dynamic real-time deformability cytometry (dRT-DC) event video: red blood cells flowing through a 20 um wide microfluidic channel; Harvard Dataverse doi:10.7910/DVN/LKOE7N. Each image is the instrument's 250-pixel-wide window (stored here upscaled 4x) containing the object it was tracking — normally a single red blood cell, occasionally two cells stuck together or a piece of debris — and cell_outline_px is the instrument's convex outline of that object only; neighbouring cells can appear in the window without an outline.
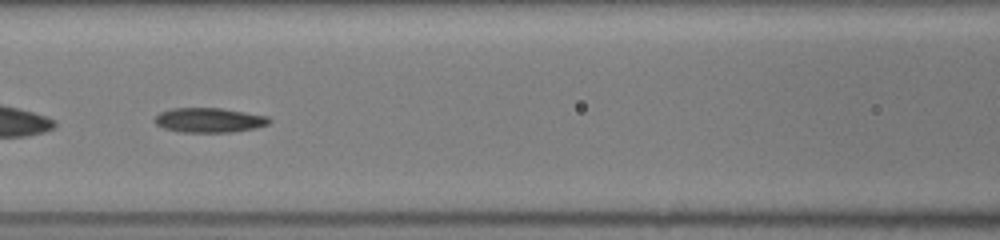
{"species": "common noctule bat (a hibernating species)", "species_latin": "Nyctalus noctula", "temperature_condition": "room temperature", "stored_images_in_passage": 33, "segment_of_instrument_passage": [2, 2], "camera_frame_rate_fps": 3000, "um_per_image_px": 0.085, "animal": {"sex": "female", "body_mass_g": 19.5, "forearm_length_mm": 54.1}, "frame": {"image": 1, "passage_image": 14, "time_ms": 4.333, "image_size_px": [1000, 240], "cell_outline_px": [[272, 120], [268, 124], [256, 128], [232, 132], [180, 132], [164, 128], [156, 124], [152, 120], [160, 112], [172, 108], [220, 108], [268, 116]], "centroid_in_image_um": [17.77, 10.21], "position_along_channel_um": 148.8, "area_um2": 16.47}}
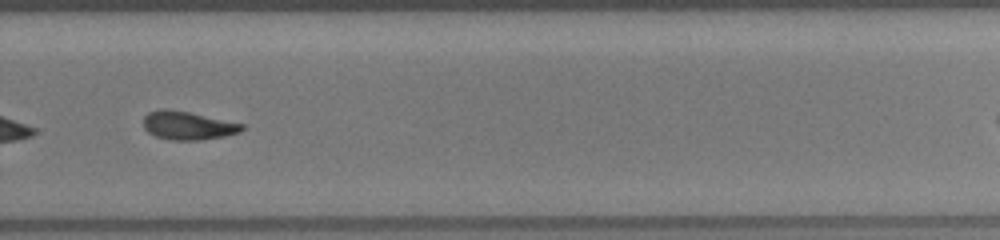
{"frame": {"image": 2, "passage_image": 25, "time_ms": 8.0, "image_size_px": [1000, 240], "cell_outline_px": [[244, 128], [240, 132], [224, 136], [200, 140], [172, 140], [156, 136], [148, 132], [144, 128], [144, 116], [148, 112], [164, 108], [168, 108], [188, 112], [244, 124]], "centroid_in_image_um": [15.95, 10.66], "position_along_channel_um": 313.8, "area_um2": 16.18}}
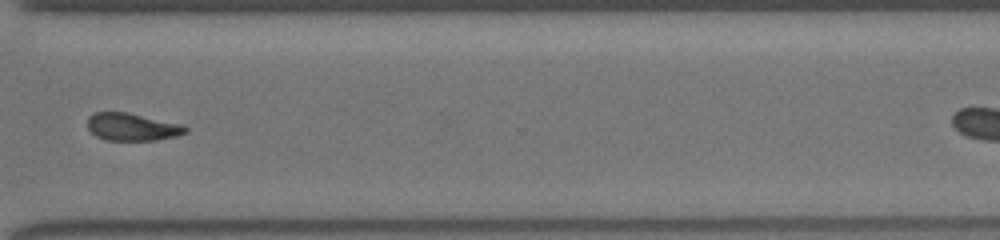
{"frame": {"image": 3, "passage_image": 28, "time_ms": 9.0, "image_size_px": [1000, 240], "cell_outline_px": [[188, 132], [176, 136], [156, 140], [104, 140], [96, 136], [88, 128], [88, 116], [96, 112], [128, 112], [184, 124], [188, 128]], "centroid_in_image_um": [11.27, 10.78], "position_along_channel_um": 359.3, "area_um2": 15.9}}